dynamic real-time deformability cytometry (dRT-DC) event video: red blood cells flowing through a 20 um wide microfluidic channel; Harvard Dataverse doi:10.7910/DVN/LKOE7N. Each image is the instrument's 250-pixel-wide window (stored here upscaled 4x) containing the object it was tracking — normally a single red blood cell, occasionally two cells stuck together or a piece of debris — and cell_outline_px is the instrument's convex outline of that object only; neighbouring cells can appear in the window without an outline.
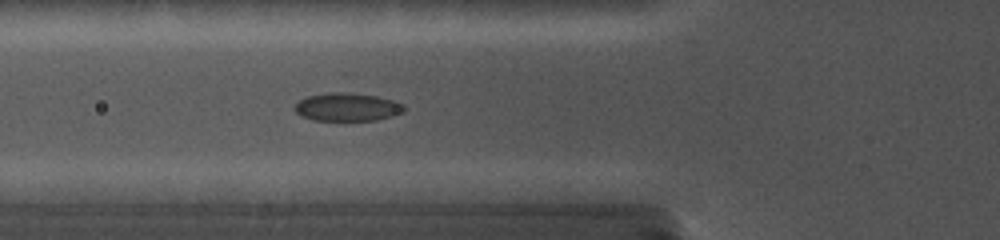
{"species": "common noctule bat (a hibernating species)", "species_latin": "Nyctalus noctula", "temperature_condition": "cold", "stored_images_in_passage": 12, "camera_frame_rate_fps": 5000, "um_per_image_px": 0.085, "animal": {"sex": "female", "body_mass_g": 19.0, "forearm_length_mm": 56.7}, "frame": {"image": 1, "passage_image": 7, "time_ms": 6.0, "image_size_px": [1000, 240], "cell_outline_px": [[404, 112], [392, 116], [376, 120], [312, 120], [296, 112], [292, 108], [300, 100], [308, 96], [332, 92], [348, 92], [376, 96], [392, 100], [404, 104]], "centroid_in_image_um": [29.52, 9.09], "position_along_channel_um": 96.3, "area_um2": 17.8}}
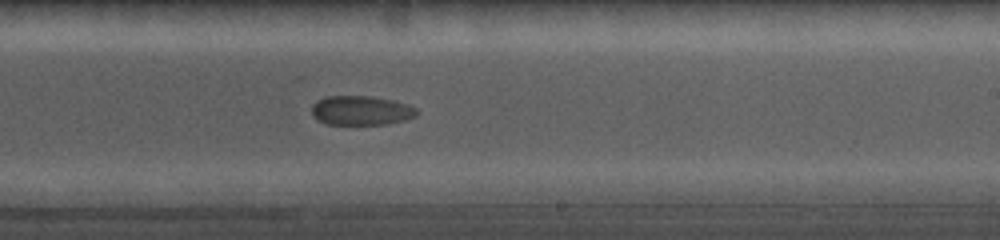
{"frame": {"image": 2, "passage_image": 12, "time_ms": 10.6, "image_size_px": [1000, 240], "cell_outline_px": [[416, 116], [384, 124], [328, 124], [320, 120], [312, 112], [312, 104], [316, 100], [324, 96], [372, 96], [392, 100], [408, 104], [416, 108]], "centroid_in_image_um": [30.67, 9.37], "position_along_channel_um": 258.3, "area_um2": 17.69}}